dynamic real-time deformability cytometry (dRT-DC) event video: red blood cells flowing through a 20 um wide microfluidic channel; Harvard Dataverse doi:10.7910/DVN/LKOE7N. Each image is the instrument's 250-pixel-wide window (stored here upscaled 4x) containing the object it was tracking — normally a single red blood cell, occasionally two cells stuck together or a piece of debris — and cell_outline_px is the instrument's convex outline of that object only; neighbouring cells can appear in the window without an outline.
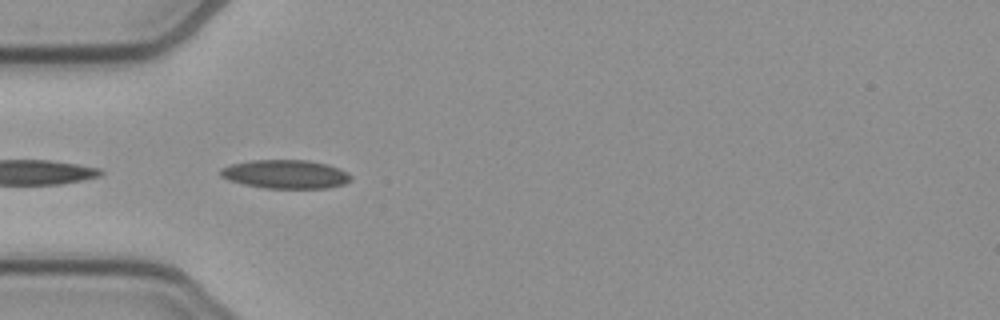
{"species": "common noctule bat (a hibernating species)", "species_latin": "Nyctalus noctula", "temperature_condition": "cold", "stored_images_in_passage": 5, "camera_frame_rate_fps": 3000, "um_per_image_px": 0.085, "animal": {"sex": "female", "body_mass_g": 21.9}, "frame": {"image": 1, "passage_image": 1, "time_ms": 0.0, "image_size_px": [1000, 320], "cell_outline_px": [[352, 180], [344, 184], [328, 188], [264, 188], [244, 184], [228, 180], [220, 176], [220, 168], [232, 164], [252, 160], [308, 160], [328, 164], [340, 168], [348, 172], [352, 176]], "centroid_in_image_um": [24.3, 14.8], "position_along_channel_um": 60.7, "area_um2": 21.96}}